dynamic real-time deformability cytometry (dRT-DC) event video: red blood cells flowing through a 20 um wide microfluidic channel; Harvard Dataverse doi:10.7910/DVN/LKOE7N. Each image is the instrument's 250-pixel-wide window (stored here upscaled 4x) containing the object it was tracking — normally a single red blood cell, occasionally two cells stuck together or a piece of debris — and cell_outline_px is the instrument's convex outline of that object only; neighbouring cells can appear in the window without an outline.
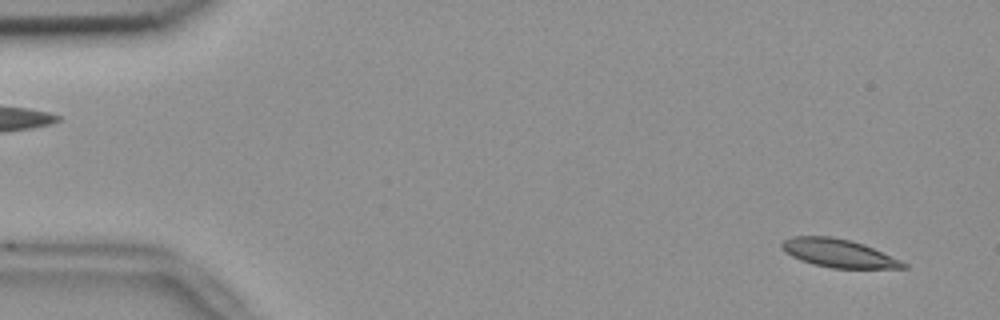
{"species": "common noctule bat (a hibernating species)", "species_latin": "Nyctalus noctula", "temperature_condition": "room temperature", "stored_images_in_passage": 22, "camera_frame_rate_fps": 3000, "um_per_image_px": 0.085, "animal": {"sex": "female", "body_mass_g": 18.4}, "frame": {"image": 1, "passage_image": 4, "time_ms": 1.0, "image_size_px": [1000, 320], "cell_outline_px": [[908, 268], [832, 268], [812, 264], [800, 260], [784, 252], [780, 248], [780, 244], [784, 240], [792, 236], [832, 236], [852, 240], [864, 244], [900, 260], [908, 264]], "centroid_in_image_um": [71.24, 21.51], "position_along_channel_um": 13.8, "area_um2": 20.11}}